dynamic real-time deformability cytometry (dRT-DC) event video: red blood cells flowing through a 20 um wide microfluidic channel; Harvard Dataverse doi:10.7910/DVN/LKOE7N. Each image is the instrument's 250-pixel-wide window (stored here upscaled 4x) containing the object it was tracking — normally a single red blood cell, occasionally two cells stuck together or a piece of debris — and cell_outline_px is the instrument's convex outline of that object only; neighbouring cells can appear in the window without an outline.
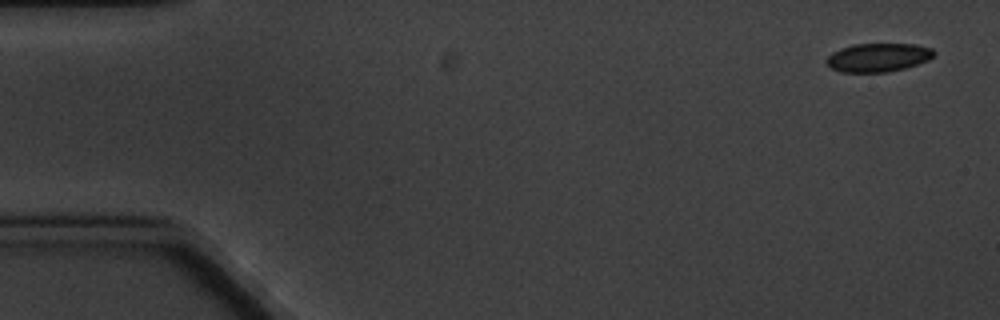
{"species": "common noctule bat (a hibernating species)", "species_latin": "Nyctalus noctula", "temperature_condition": "cold", "stored_images_in_passage": 12, "camera_frame_rate_fps": 3000, "um_per_image_px": 0.085, "animal": {"sex": "male", "body_mass_g": 20.1, "forearm_length_mm": 53.5}, "frame": {"image": 1, "passage_image": 1, "time_ms": 0.0, "image_size_px": [1000, 320], "cell_outline_px": [[936, 52], [928, 60], [904, 68], [888, 72], [840, 72], [832, 68], [828, 64], [828, 56], [832, 52], [840, 48], [856, 44], [916, 44], [932, 48]], "centroid_in_image_um": [74.66, 4.88], "position_along_channel_um": 10.3, "area_um2": 17.74}}
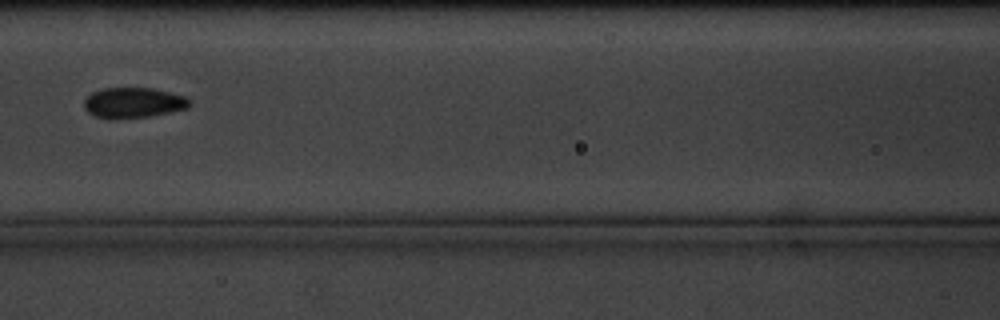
{"frame": {"image": 2, "passage_image": 7, "time_ms": 8.0, "image_size_px": [1000, 320], "cell_outline_px": [[192, 104], [188, 108], [148, 116], [108, 120], [96, 116], [88, 112], [84, 108], [84, 100], [92, 92], [100, 88], [152, 88], [188, 96], [192, 100]], "centroid_in_image_um": [11.35, 8.73], "position_along_channel_um": 155.2, "area_um2": 18.96}}
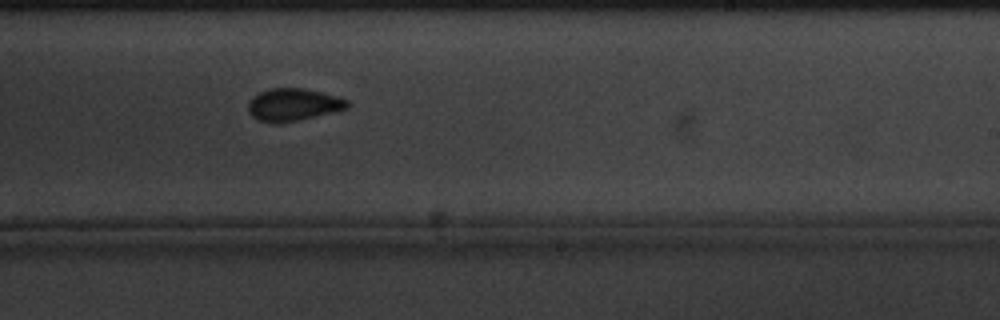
{"frame": {"image": 3, "passage_image": 10, "time_ms": 11.333, "image_size_px": [1000, 320], "cell_outline_px": [[348, 108], [296, 120], [260, 120], [252, 116], [248, 112], [248, 104], [252, 96], [268, 88], [304, 88], [324, 92], [348, 100]], "centroid_in_image_um": [24.93, 8.84], "position_along_channel_um": 264.1, "area_um2": 18.09}}